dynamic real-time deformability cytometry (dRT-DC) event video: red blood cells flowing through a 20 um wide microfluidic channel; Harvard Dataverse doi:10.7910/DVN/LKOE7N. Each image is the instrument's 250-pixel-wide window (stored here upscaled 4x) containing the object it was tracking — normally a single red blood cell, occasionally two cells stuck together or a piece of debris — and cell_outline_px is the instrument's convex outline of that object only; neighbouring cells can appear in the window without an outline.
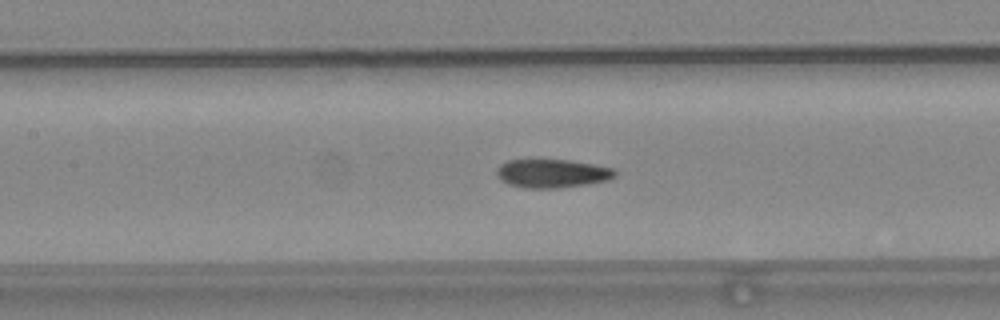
{"species": "common noctule bat (a hibernating species)", "species_latin": "Nyctalus noctula", "temperature_condition": "warm", "stored_images_in_passage": 42, "camera_frame_rate_fps": 3000, "um_per_image_px": 0.085, "animal": {"sex": "female", "body_mass_g": 24.6, "forearm_length_mm": 56.2}, "frame": {"image": 1, "passage_image": 12, "time_ms": 3.667, "image_size_px": [1000, 320], "cell_outline_px": [[616, 176], [608, 180], [588, 184], [556, 188], [528, 188], [508, 184], [500, 180], [496, 176], [496, 168], [500, 164], [508, 160], [568, 160], [592, 164], [612, 168], [616, 172]], "centroid_in_image_um": [46.9, 14.74], "position_along_channel_um": 160.5, "area_um2": 19.65}}
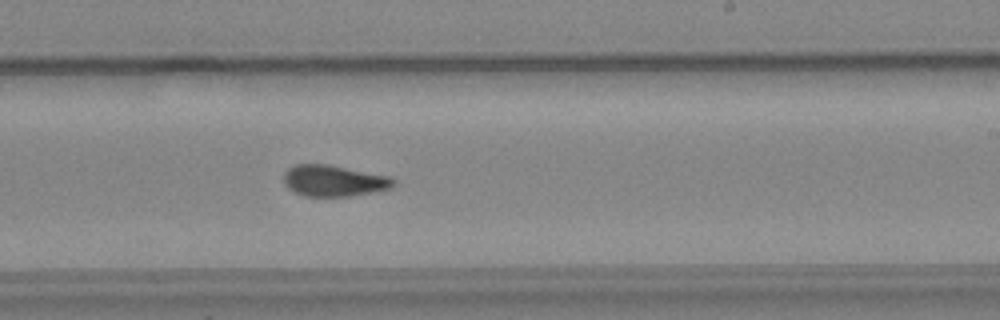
{"frame": {"image": 2, "passage_image": 20, "time_ms": 6.333, "image_size_px": [1000, 320], "cell_outline_px": [[396, 184], [392, 188], [352, 196], [304, 196], [288, 188], [284, 184], [284, 172], [288, 168], [296, 164], [328, 164], [388, 176], [396, 180]], "centroid_in_image_um": [28.38, 15.36], "position_along_channel_um": 260.6, "area_um2": 20.0}}
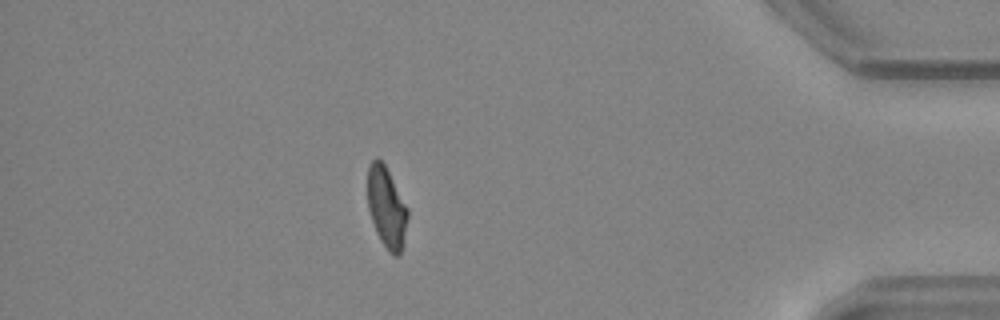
{"frame": {"image": 3, "passage_image": 35, "time_ms": 11.333, "image_size_px": [1000, 320], "cell_outline_px": [[408, 216], [400, 252], [396, 256], [392, 256], [388, 252], [380, 240], [376, 232], [368, 208], [368, 168], [372, 160], [376, 156], [384, 164], [408, 208]], "centroid_in_image_um": [32.84, 17.63], "position_along_channel_um": 402.4, "area_um2": 18.55}, "authors_computed_cell_mechanics": {"area_um2": 20.0566, "velocity_mm_per_s": 3.7694, "shape_relaxation_time_tau1_ms": null, "shape_relaxation_time_tau2_ms": 2.5894, "deformation_change_tau1": null, "deformation_change_tau2": 0.072}}